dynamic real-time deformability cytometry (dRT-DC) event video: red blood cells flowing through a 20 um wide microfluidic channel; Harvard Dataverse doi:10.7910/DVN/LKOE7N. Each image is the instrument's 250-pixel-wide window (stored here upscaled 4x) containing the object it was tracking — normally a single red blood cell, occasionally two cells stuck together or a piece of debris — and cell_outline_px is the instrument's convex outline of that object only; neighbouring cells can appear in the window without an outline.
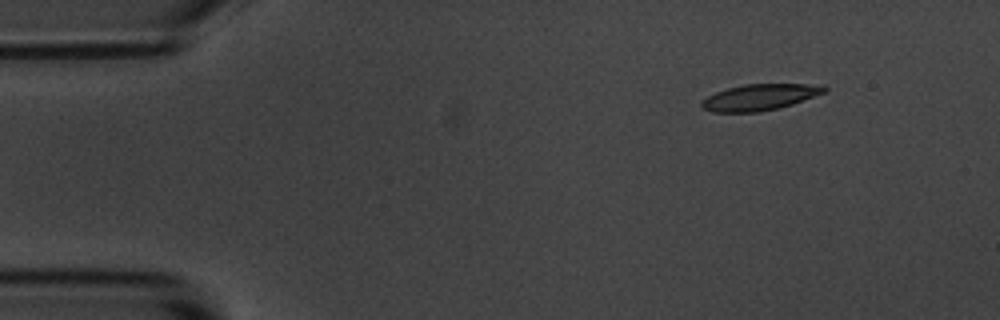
{"species": "common noctule bat (a hibernating species)", "species_latin": "Nyctalus noctula", "temperature_condition": "room temperature", "stored_images_in_passage": 3, "camera_frame_rate_fps": 3000, "um_per_image_px": 0.085, "animal": {"sex": "male", "body_mass_g": 20.1, "forearm_length_mm": 53.5}, "frame": {"image": 1, "passage_image": 1, "time_ms": 0.0, "image_size_px": [1000, 320], "cell_outline_px": [[828, 92], [792, 104], [760, 112], [712, 112], [700, 108], [700, 100], [716, 92], [728, 88], [744, 84], [824, 84], [828, 88]], "centroid_in_image_um": [64.59, 8.26], "position_along_channel_um": 20.4, "area_um2": 18.96}}